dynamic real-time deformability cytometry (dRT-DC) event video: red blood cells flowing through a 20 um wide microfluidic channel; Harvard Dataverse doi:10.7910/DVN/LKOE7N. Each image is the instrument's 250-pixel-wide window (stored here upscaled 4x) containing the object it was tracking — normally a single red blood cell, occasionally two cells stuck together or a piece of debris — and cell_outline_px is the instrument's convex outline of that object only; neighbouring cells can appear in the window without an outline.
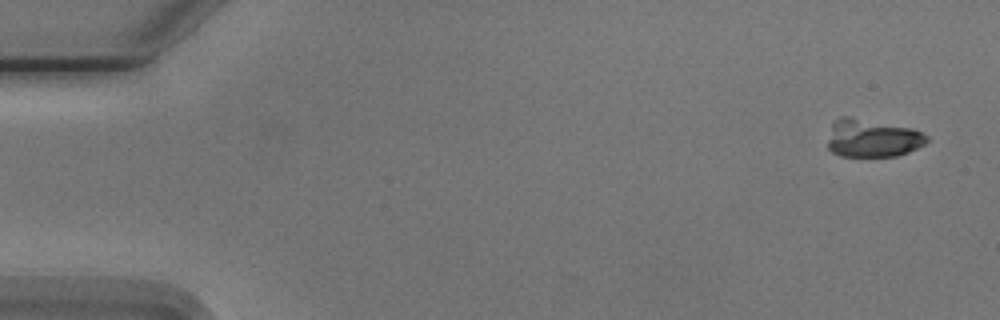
{"species": "Egyptian fruit bat (a non-hibernating species)", "species_latin": "Rousettus aegyptiacus", "temperature_condition": "cold", "stored_images_in_passage": 2, "camera_frame_rate_fps": 3000, "um_per_image_px": 0.085, "animal": {"sex": "male"}, "frame": {"image": 1, "passage_image": 2, "time_ms": 1.333, "image_size_px": [1000, 320], "cell_outline_px": [[928, 140], [924, 144], [908, 152], [896, 156], [840, 156], [832, 152], [828, 148], [828, 140], [832, 120], [840, 116], [848, 116], [912, 128], [928, 136]], "centroid_in_image_um": [74.1, 11.73], "position_along_channel_um": 10.9, "area_um2": 21.96}}